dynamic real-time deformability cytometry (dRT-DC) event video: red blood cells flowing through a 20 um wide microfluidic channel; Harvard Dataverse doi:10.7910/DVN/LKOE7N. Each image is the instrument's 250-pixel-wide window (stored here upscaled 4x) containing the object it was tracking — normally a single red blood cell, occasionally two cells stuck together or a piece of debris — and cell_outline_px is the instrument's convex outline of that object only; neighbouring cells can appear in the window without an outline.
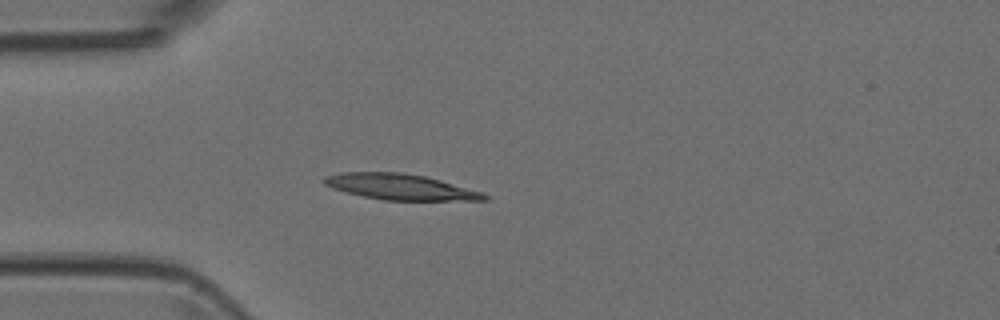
{"species": "Egyptian fruit bat (a non-hibernating species)", "species_latin": "Rousettus aegyptiacus", "temperature_condition": "room temperature", "stored_images_in_passage": 4, "camera_frame_rate_fps": 3000, "um_per_image_px": 0.085, "animal": {"sex": "female"}, "frame": {"image": 1, "passage_image": 4, "time_ms": 1.0, "image_size_px": [1000, 320], "cell_outline_px": [[492, 196], [488, 200], [384, 200], [364, 196], [332, 188], [324, 184], [320, 180], [324, 176], [340, 172], [400, 172], [424, 176], [440, 180], [484, 192]], "centroid_in_image_um": [34.04, 15.88], "position_along_channel_um": 51.0, "area_um2": 24.1}}